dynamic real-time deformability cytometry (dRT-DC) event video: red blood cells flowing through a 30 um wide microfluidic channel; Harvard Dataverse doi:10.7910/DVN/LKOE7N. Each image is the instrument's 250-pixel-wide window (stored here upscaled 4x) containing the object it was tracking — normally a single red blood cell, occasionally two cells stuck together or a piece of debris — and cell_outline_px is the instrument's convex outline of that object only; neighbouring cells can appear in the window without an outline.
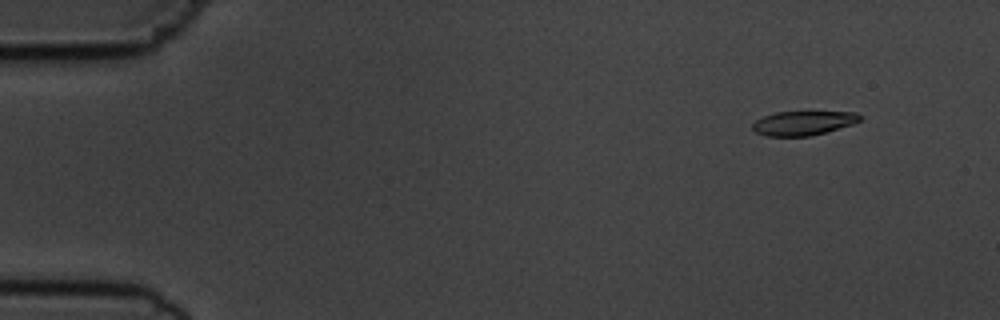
{"species": "common noctule bat (a hibernating species)", "species_latin": "Nyctalus noctula", "temperature_condition": "cold", "stored_images_in_passage": 12, "camera_frame_rate_fps": 3000, "um_per_image_px": 0.085, "animal": {"sex": "male", "body_mass_g": 19.5, "forearm_length_mm": 54.6}, "frame": {"image": 1, "passage_image": 1, "time_ms": 0.0, "image_size_px": [1000, 320], "cell_outline_px": [[864, 116], [860, 120], [852, 124], [812, 136], [768, 136], [756, 132], [752, 128], [752, 124], [756, 120], [764, 116], [776, 112], [856, 112]], "centroid_in_image_um": [68.29, 10.46], "position_along_channel_um": 16.7, "area_um2": 15.09}}